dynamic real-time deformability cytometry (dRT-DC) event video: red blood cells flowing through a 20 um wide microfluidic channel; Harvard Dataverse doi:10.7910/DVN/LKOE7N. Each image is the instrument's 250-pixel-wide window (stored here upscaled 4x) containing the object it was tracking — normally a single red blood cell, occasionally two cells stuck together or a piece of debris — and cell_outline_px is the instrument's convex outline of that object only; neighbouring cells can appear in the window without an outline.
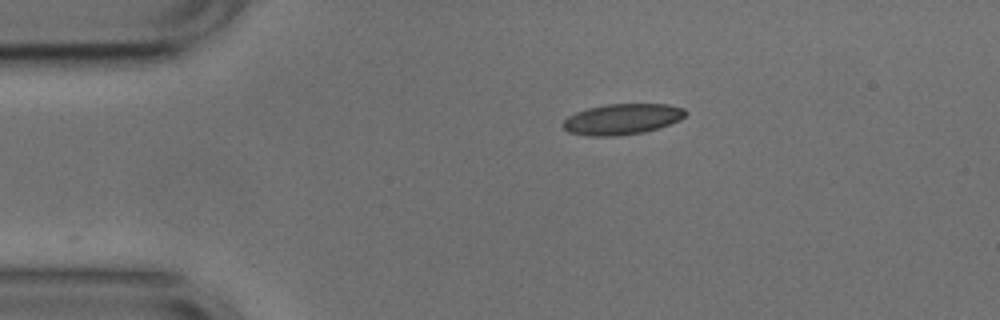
{"species": "common noctule bat (a hibernating species)", "species_latin": "Nyctalus noctula", "temperature_condition": "cold", "stored_images_in_passage": 21, "camera_frame_rate_fps": 3000, "um_per_image_px": 0.085, "animal": {"sex": "male", "body_mass_g": 17.9, "forearm_length_mm": 54.2}, "frame": {"image": 1, "passage_image": 1, "time_ms": 0.0, "image_size_px": [1000, 320], "cell_outline_px": [[688, 112], [680, 120], [660, 128], [644, 132], [620, 136], [588, 136], [568, 132], [564, 128], [564, 120], [568, 116], [576, 112], [588, 108], [608, 104], [668, 104], [684, 108]], "centroid_in_image_um": [52.91, 10.13], "position_along_channel_um": 32.1, "area_um2": 22.08}}
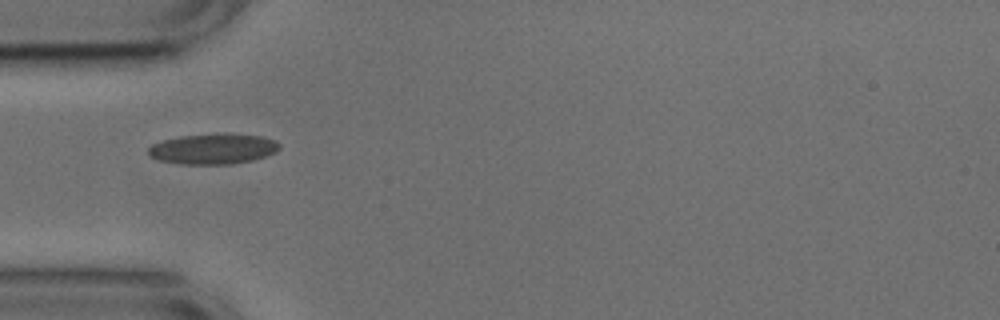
{"frame": {"image": 2, "passage_image": 7, "time_ms": 2.0, "image_size_px": [1000, 320], "cell_outline_px": [[280, 148], [276, 152], [252, 160], [232, 164], [184, 164], [160, 160], [148, 156], [148, 148], [152, 144], [164, 140], [180, 136], [220, 132], [228, 132], [264, 136], [276, 140], [280, 144]], "centroid_in_image_um": [18.15, 12.62], "position_along_channel_um": 66.8, "area_um2": 23.7}}
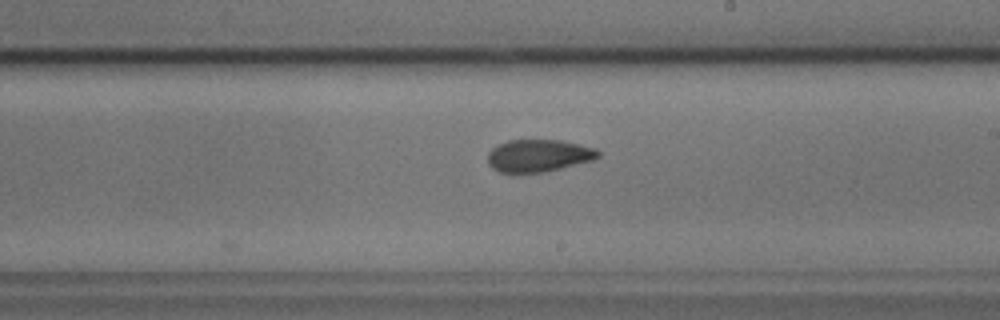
{"frame": {"image": 3, "passage_image": 21, "time_ms": 6.667, "image_size_px": [1000, 320], "cell_outline_px": [[600, 156], [592, 160], [544, 172], [516, 176], [512, 176], [500, 172], [492, 168], [488, 164], [488, 152], [496, 144], [508, 140], [560, 140], [580, 144], [596, 148], [600, 152]], "centroid_in_image_um": [45.71, 13.26], "position_along_channel_um": 243.3, "area_um2": 21.5}}